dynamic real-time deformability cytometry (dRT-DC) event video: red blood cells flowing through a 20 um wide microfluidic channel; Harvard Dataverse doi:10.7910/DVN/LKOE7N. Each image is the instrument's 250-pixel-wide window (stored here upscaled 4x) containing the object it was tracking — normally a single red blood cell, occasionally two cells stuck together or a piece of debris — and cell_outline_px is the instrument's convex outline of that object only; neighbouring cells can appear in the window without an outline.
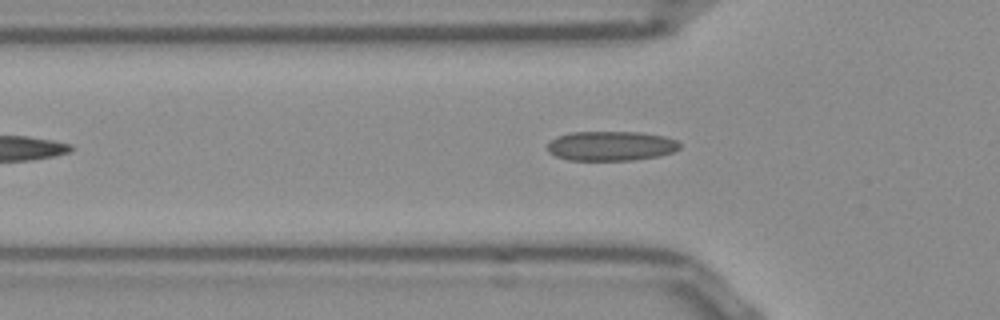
{"species": "Egyptian fruit bat (a non-hibernating species)", "species_latin": "Rousettus aegyptiacus", "temperature_condition": "room temperature", "stored_images_in_passage": 38, "camera_frame_rate_fps": 3000, "um_per_image_px": 0.085, "frame": {"image": 1, "passage_image": 9, "time_ms": 2.667, "image_size_px": [1000, 320], "cell_outline_px": [[680, 148], [672, 152], [660, 156], [632, 160], [568, 160], [556, 156], [548, 152], [548, 144], [556, 136], [572, 132], [636, 132], [664, 136], [676, 140], [680, 144]], "centroid_in_image_um": [51.93, 12.41], "position_along_channel_um": 73.9, "area_um2": 22.77}}
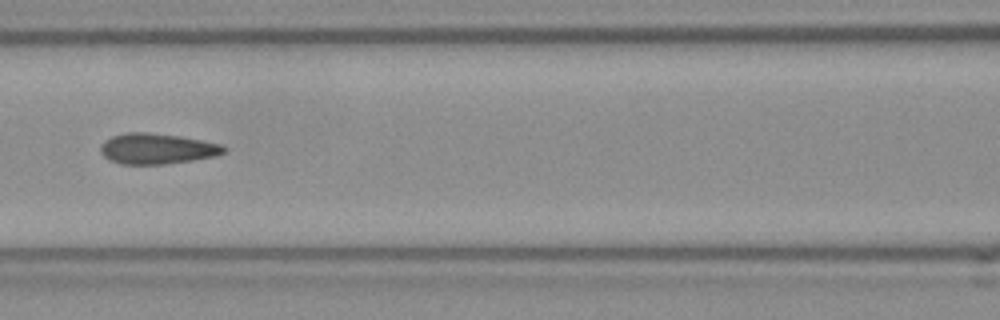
{"frame": {"image": 2, "passage_image": 15, "time_ms": 4.667, "image_size_px": [1000, 320], "cell_outline_px": [[228, 148], [224, 152], [216, 156], [192, 160], [164, 164], [120, 164], [108, 160], [100, 152], [100, 144], [104, 140], [112, 136], [128, 132], [148, 132], [180, 136], [220, 144]], "centroid_in_image_um": [13.31, 12.64], "position_along_channel_um": 153.3, "area_um2": 22.08}}
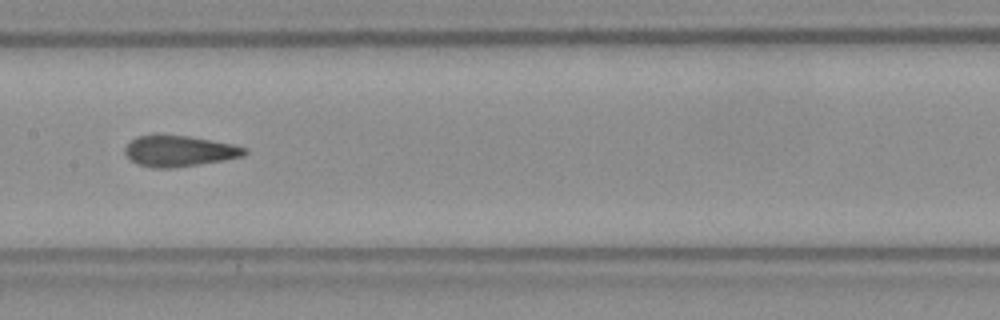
{"frame": {"image": 3, "passage_image": 18, "time_ms": 5.667, "image_size_px": [1000, 320], "cell_outline_px": [[248, 152], [244, 156], [224, 160], [168, 168], [152, 168], [136, 164], [128, 160], [124, 152], [124, 148], [136, 136], [156, 132], [188, 136], [236, 144], [248, 148]], "centroid_in_image_um": [15.19, 12.8], "position_along_channel_um": 192.2, "area_um2": 22.25}, "authors_computed_cell_mechanics": {"area_um2": 22.0796, "velocity_mm_per_s": 3.8888, "shape_relaxation_time_tau1_ms": null, "shape_relaxation_time_tau2_ms": 1.4958, "deformation_change_tau1": null, "deformation_change_tau2": 0.0884}}